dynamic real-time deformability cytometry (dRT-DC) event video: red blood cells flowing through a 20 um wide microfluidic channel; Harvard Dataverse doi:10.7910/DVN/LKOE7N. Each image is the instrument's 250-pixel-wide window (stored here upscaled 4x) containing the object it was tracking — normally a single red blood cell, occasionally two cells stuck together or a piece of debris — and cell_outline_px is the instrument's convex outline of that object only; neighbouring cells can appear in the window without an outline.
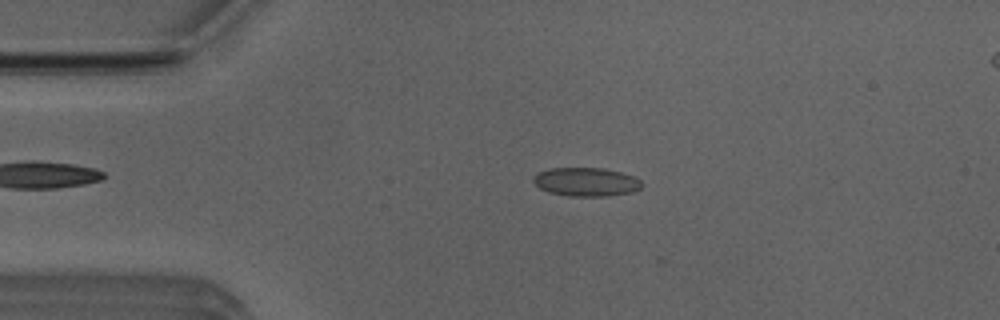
{"species": "Egyptian fruit bat (a non-hibernating species)", "species_latin": "Rousettus aegyptiacus", "temperature_condition": "room temperature", "stored_images_in_passage": 42, "camera_frame_rate_fps": 3000, "um_per_image_px": 0.085, "animal": {"sex": "male"}, "frame": {"image": 1, "passage_image": 2, "time_ms": 0.333, "image_size_px": [1000, 320], "cell_outline_px": [[644, 184], [636, 192], [608, 196], [568, 196], [548, 192], [540, 188], [532, 180], [532, 176], [548, 168], [604, 168], [620, 172], [632, 176], [640, 180]], "centroid_in_image_um": [49.83, 15.47], "position_along_channel_um": 35.2, "area_um2": 18.26}}
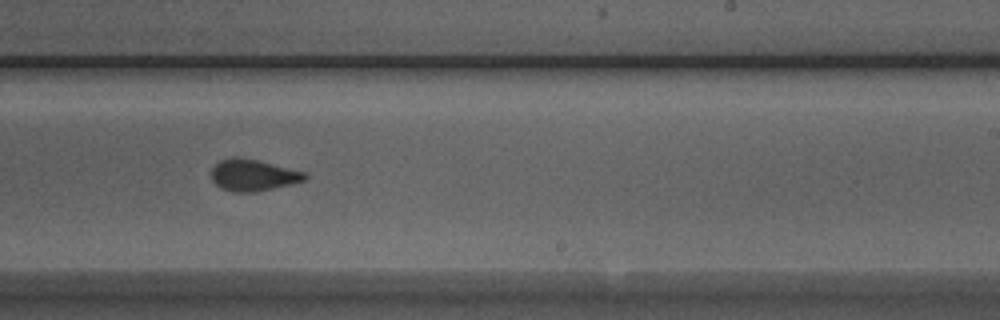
{"frame": {"image": 2, "passage_image": 22, "time_ms": 7.0, "image_size_px": [1000, 320], "cell_outline_px": [[308, 176], [304, 180], [292, 184], [256, 192], [232, 192], [220, 188], [212, 180], [212, 168], [220, 160], [236, 156], [256, 160], [304, 172]], "centroid_in_image_um": [21.48, 14.9], "position_along_channel_um": 267.5, "area_um2": 17.05}}
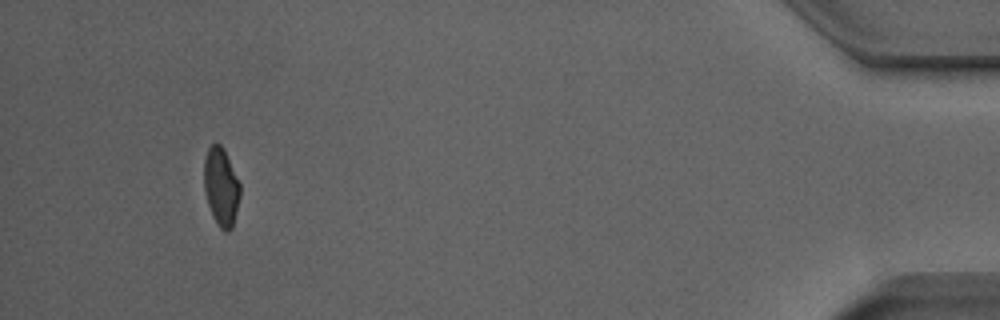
{"frame": {"image": 3, "passage_image": 39, "time_ms": 12.667, "image_size_px": [1000, 320], "cell_outline_px": [[240, 196], [232, 228], [228, 232], [224, 232], [216, 224], [212, 216], [208, 204], [204, 188], [204, 160], [208, 148], [216, 140], [224, 148], [240, 184]], "centroid_in_image_um": [18.79, 15.87], "position_along_channel_um": 416.4, "area_um2": 16.59}, "authors_computed_cell_mechanics": {"area_um2": 17.1666, "velocity_mm_per_s": 3.9786, "shape_relaxation_time_tau1_ms": 4.4997, "shape_relaxation_time_tau2_ms": 1.4503, "deformation_change_tau1": 0.1034, "deformation_change_tau2": 0.0415}}